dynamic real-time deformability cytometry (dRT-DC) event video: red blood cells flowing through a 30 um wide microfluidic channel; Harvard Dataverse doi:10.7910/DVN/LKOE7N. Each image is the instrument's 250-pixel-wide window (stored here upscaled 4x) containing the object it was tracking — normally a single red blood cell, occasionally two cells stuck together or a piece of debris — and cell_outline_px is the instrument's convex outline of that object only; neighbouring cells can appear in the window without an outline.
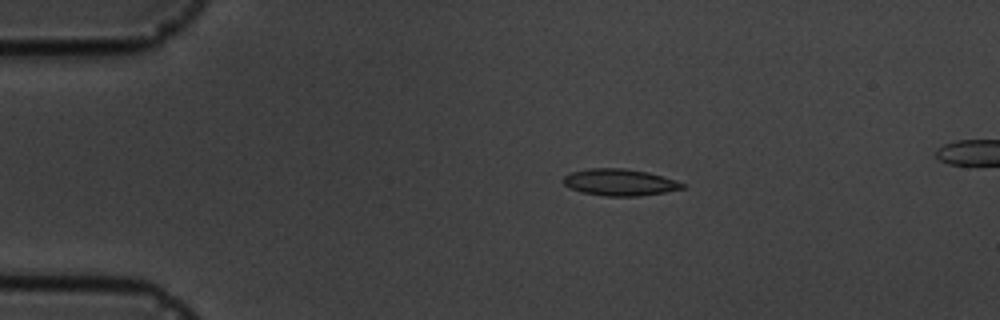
{"species": "common noctule bat (a hibernating species)", "species_latin": "Nyctalus noctula", "temperature_condition": "cold", "stored_images_in_passage": 3, "camera_frame_rate_fps": 3000, "um_per_image_px": 0.085, "animal": {"sex": "male", "body_mass_g": 19.5, "forearm_length_mm": 54.6}, "frame": {"image": 1, "passage_image": 1, "time_ms": 0.0, "image_size_px": [1000, 320], "cell_outline_px": [[684, 188], [664, 192], [640, 196], [604, 196], [580, 192], [568, 188], [564, 184], [564, 176], [572, 172], [588, 168], [624, 168], [648, 172], [684, 184]], "centroid_in_image_um": [52.61, 15.5], "position_along_channel_um": 32.4, "area_um2": 18.38}}